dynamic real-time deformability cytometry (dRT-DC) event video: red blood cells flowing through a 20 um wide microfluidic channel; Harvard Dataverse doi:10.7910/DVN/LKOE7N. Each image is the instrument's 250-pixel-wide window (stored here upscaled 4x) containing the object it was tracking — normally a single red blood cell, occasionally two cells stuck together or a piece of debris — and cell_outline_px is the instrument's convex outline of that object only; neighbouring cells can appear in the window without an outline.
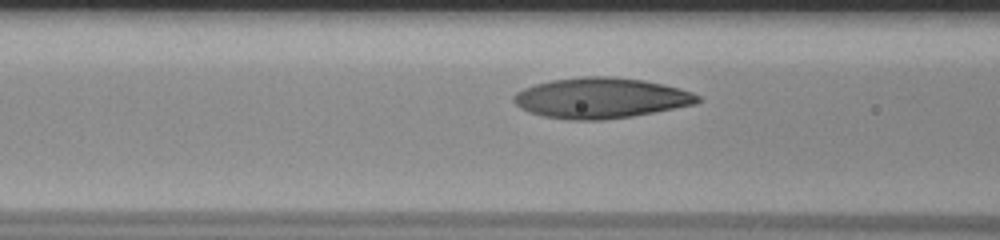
{"species": "human", "species_latin": "Homo sapiens", "temperature_condition": "room temperature", "stored_images_in_passage": 34, "camera_frame_rate_fps": 3000, "um_per_image_px": 0.085, "donor": {"sex": "male"}, "frame": {"image": 1, "passage_image": 10, "time_ms": 3.0, "image_size_px": [1000, 240], "cell_outline_px": [[700, 100], [696, 104], [632, 116], [604, 120], [568, 120], [544, 116], [528, 112], [520, 108], [512, 100], [512, 96], [516, 92], [524, 88], [536, 84], [552, 80], [584, 76], [612, 76], [644, 80], [692, 92], [700, 96]], "centroid_in_image_um": [51.03, 8.33], "position_along_channel_um": 115.6, "area_um2": 43.35}}
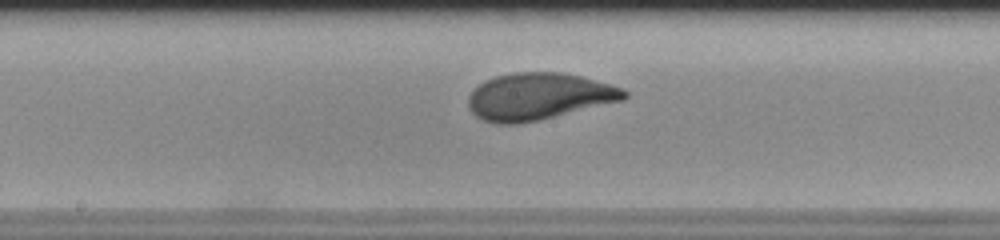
{"frame": {"image": 2, "passage_image": 17, "time_ms": 5.333, "image_size_px": [1000, 240], "cell_outline_px": [[628, 96], [624, 100], [540, 120], [520, 124], [496, 124], [484, 120], [476, 116], [468, 108], [468, 96], [484, 80], [496, 76], [512, 72], [560, 72], [580, 76], [608, 84], [620, 88], [628, 92]], "centroid_in_image_um": [45.76, 8.21], "position_along_channel_um": 202.4, "area_um2": 42.6}}
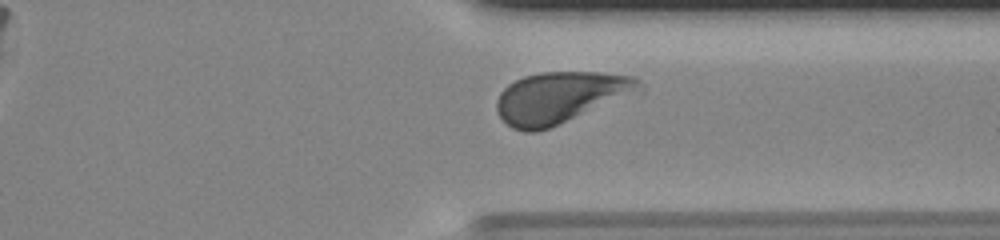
{"frame": {"image": 3, "passage_image": 30, "time_ms": 9.667, "image_size_px": [1000, 240], "cell_outline_px": [[644, 92], [640, 96], [548, 128], [536, 132], [524, 132], [512, 128], [500, 116], [496, 108], [496, 100], [500, 92], [508, 84], [524, 76], [540, 72], [600, 72], [632, 76], [640, 80]], "centroid_in_image_um": [47.77, 8.29], "position_along_channel_um": 363.6, "area_um2": 43.99}, "authors_computed_cell_mechanics": {"area_um2": 42.2807, "velocity_mm_per_s": 3.7177, "shape_relaxation_time_tau1_ms": 2.4907, "shape_relaxation_time_tau2_ms": 0.9901, "deformation_change_tau1": 0.1504, "deformation_change_tau2": 0.0676}}